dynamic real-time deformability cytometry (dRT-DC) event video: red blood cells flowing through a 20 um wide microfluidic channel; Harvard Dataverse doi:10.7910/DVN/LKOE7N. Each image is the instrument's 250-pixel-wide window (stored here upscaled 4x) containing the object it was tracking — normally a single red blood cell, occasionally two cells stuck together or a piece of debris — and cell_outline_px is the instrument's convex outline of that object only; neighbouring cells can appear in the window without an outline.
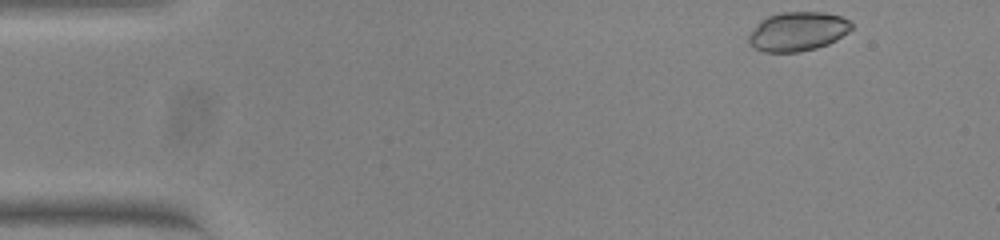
{"species": "common noctule bat (a hibernating species)", "species_latin": "Nyctalus noctula", "temperature_condition": "warm", "stored_images_in_passage": 49, "camera_frame_rate_fps": 3000, "um_per_image_px": 0.085, "animal": {"sex": "female", "body_mass_g": 23.0, "forearm_length_mm": 53.4}, "frame": {"image": 1, "passage_image": 1, "time_ms": 0.0, "image_size_px": [1000, 240], "cell_outline_px": [[852, 28], [848, 32], [836, 40], [828, 44], [816, 48], [800, 52], [764, 52], [748, 44], [748, 36], [756, 24], [760, 20], [768, 16], [780, 12], [824, 12], [840, 16], [848, 20], [852, 24]], "centroid_in_image_um": [67.78, 2.67], "position_along_channel_um": 17.2, "area_um2": 23.52}}
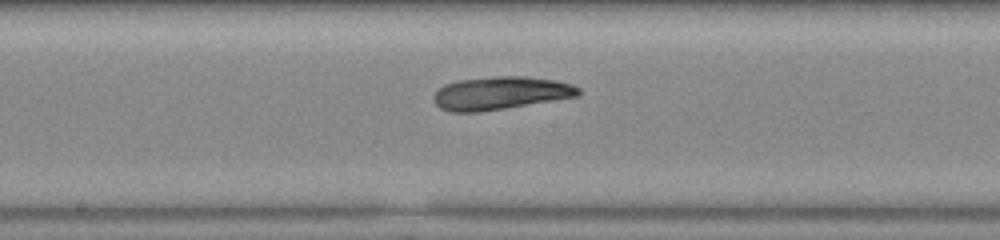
{"frame": {"image": 2, "passage_image": 24, "time_ms": 7.667, "image_size_px": [1000, 240], "cell_outline_px": [[580, 96], [480, 112], [452, 112], [440, 108], [436, 104], [432, 96], [444, 84], [460, 80], [496, 76], [524, 76], [556, 80], [572, 84], [580, 88]], "centroid_in_image_um": [42.56, 7.91], "position_along_channel_um": 205.6, "area_um2": 27.86}}
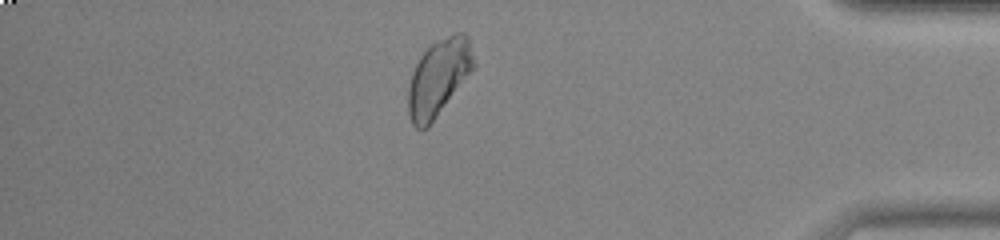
{"frame": {"image": 3, "passage_image": 42, "time_ms": 13.667, "image_size_px": [1000, 240], "cell_outline_px": [[476, 68], [428, 128], [416, 128], [412, 124], [408, 112], [408, 88], [412, 72], [420, 56], [432, 44], [456, 32], [464, 32], [468, 36], [476, 64]], "centroid_in_image_um": [37.31, 6.61], "position_along_channel_um": 397.9, "area_um2": 29.48}, "authors_computed_cell_mechanics": {"area_um2": 27.6862, "velocity_mm_per_s": 3.8143, "shape_relaxation_time_tau1_ms": 2.1889, "shape_relaxation_time_tau2_ms": 6.9061, "deformation_change_tau1": 0.0405, "deformation_change_tau2": 0.1926}}